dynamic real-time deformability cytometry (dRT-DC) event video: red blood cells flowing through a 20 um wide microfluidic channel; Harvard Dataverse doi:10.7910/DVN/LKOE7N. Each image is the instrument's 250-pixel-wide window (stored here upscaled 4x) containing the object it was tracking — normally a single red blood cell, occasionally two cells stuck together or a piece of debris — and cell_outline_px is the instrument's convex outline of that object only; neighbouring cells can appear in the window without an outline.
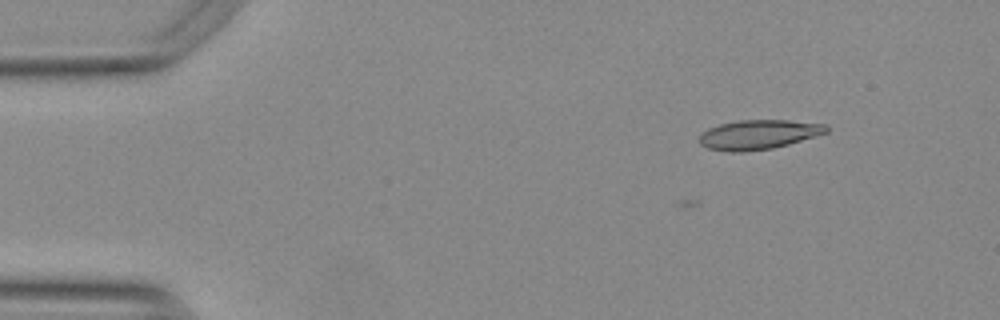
{"species": "Egyptian fruit bat (a non-hibernating species)", "species_latin": "Rousettus aegyptiacus", "temperature_condition": "warm", "stored_images_in_passage": 3, "camera_frame_rate_fps": 3000, "um_per_image_px": 0.085, "animal": {"sex": "female"}, "frame": {"image": 1, "passage_image": 3, "time_ms": 0.667, "image_size_px": [1000, 320], "cell_outline_px": [[828, 132], [788, 144], [772, 148], [740, 152], [728, 152], [708, 148], [700, 144], [700, 136], [708, 128], [720, 124], [740, 120], [788, 120], [824, 124], [828, 128]], "centroid_in_image_um": [64.46, 11.44], "position_along_channel_um": 20.5, "area_um2": 21.56}}